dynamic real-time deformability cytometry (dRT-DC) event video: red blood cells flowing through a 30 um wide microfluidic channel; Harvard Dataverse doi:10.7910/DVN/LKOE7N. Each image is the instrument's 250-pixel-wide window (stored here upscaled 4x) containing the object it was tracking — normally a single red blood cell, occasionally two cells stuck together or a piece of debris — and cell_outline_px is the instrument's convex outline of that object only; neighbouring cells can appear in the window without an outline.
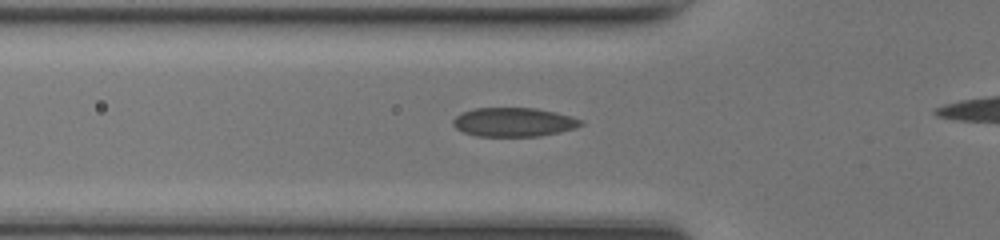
{"species": "common noctule bat (a hibernating species)", "species_latin": "Nyctalus noctula", "temperature_condition": "room temperature", "stored_images_in_passage": 29, "camera_frame_rate_fps": 3000, "um_per_image_px": 0.085, "animal": {"sex": "female", "body_mass_g": 17.0, "forearm_length_mm": 48.0}, "frame": {"image": 1, "passage_image": 6, "time_ms": 1.667, "image_size_px": [1000, 240], "cell_outline_px": [[584, 124], [576, 128], [560, 132], [540, 136], [476, 136], [464, 132], [456, 128], [452, 124], [452, 120], [456, 116], [464, 112], [476, 108], [536, 108], [556, 112], [572, 116], [584, 120]], "centroid_in_image_um": [43.71, 10.38], "position_along_channel_um": 82.1, "area_um2": 21.68}}
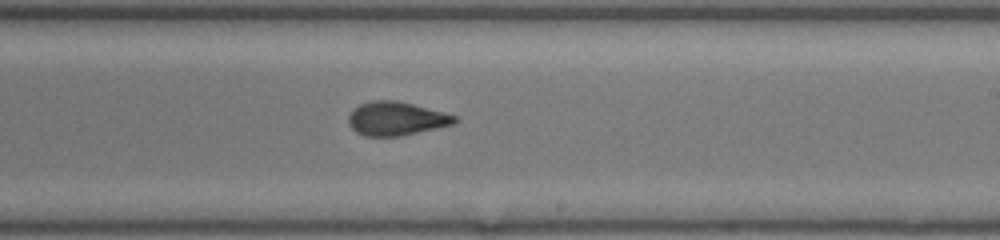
{"frame": {"image": 2, "passage_image": 18, "time_ms": 5.667, "image_size_px": [1000, 240], "cell_outline_px": [[460, 120], [452, 124], [436, 128], [400, 136], [364, 136], [356, 132], [348, 124], [348, 116], [352, 108], [360, 104], [372, 100], [396, 100], [444, 112], [456, 116]], "centroid_in_image_um": [33.64, 10.08], "position_along_channel_um": 255.4, "area_um2": 20.87}}
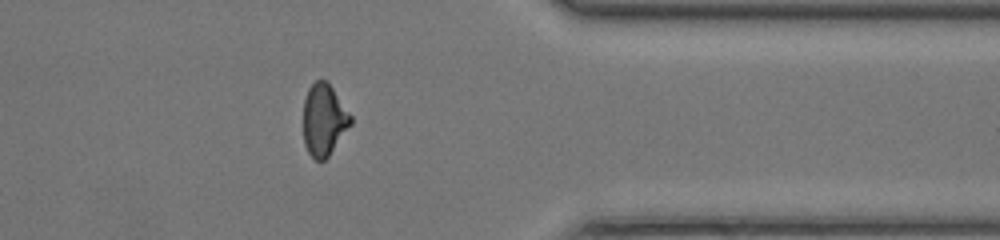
{"frame": {"image": 3, "passage_image": 28, "time_ms": 9.0, "image_size_px": [1000, 240], "cell_outline_px": [[352, 124], [328, 156], [324, 160], [316, 160], [308, 152], [304, 144], [304, 100], [308, 88], [316, 80], [328, 80], [352, 116]], "centroid_in_image_um": [27.55, 10.16], "position_along_channel_um": 383.9, "area_um2": 19.88}}